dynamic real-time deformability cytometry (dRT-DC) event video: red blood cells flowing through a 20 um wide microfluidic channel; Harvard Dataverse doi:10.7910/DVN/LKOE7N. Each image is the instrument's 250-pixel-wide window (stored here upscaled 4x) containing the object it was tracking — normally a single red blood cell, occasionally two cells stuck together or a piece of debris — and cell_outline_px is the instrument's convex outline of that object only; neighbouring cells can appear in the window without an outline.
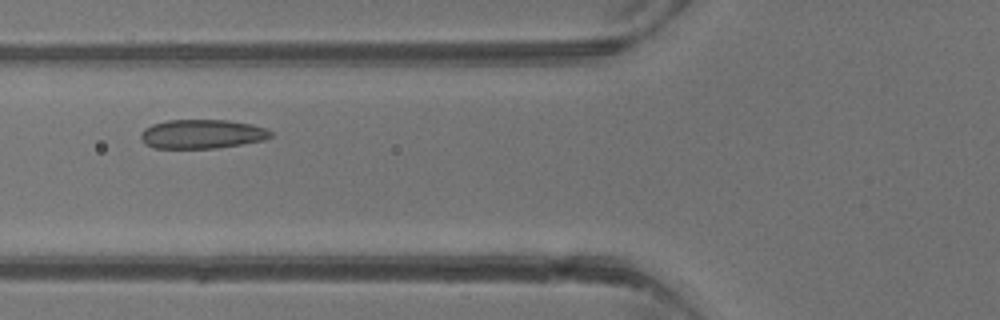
{"species": "common noctule bat (a hibernating species)", "species_latin": "Nyctalus noctula", "temperature_condition": "warm", "stored_images_in_passage": 4, "camera_frame_rate_fps": 3000, "um_per_image_px": 0.085, "animal": {"sex": "male", "body_mass_g": 13.3}, "frame": {"image": 1, "passage_image": 4, "time_ms": 3.667, "image_size_px": [1000, 320], "cell_outline_px": [[272, 136], [264, 140], [216, 148], [152, 148], [144, 144], [140, 140], [140, 132], [144, 128], [152, 124], [168, 120], [228, 120], [252, 124], [264, 128], [272, 132]], "centroid_in_image_um": [17.12, 11.39], "position_along_channel_um": 108.7, "area_um2": 22.14}}